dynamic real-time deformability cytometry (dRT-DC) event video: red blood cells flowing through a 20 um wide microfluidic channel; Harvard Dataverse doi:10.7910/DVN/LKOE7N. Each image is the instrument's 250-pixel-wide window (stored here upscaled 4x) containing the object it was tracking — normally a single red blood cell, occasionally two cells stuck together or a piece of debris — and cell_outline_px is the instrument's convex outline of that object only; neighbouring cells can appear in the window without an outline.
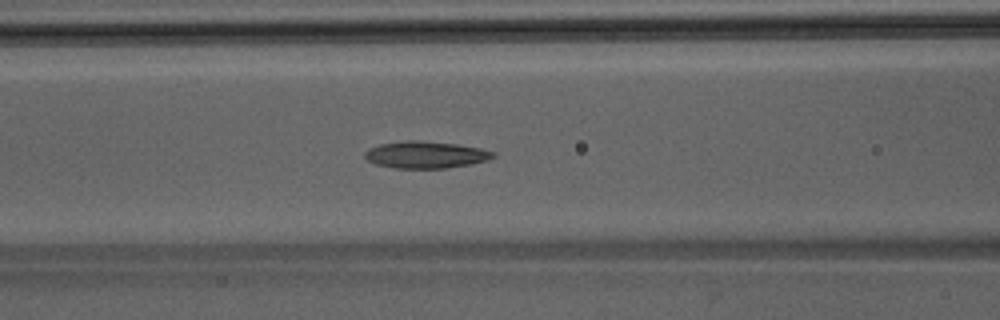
{"species": "Egyptian fruit bat (a non-hibernating species)", "species_latin": "Rousettus aegyptiacus", "temperature_condition": "room temperature", "stored_images_in_passage": 38, "camera_frame_rate_fps": 3000, "um_per_image_px": 0.085, "animal": {"sex": "male"}, "frame": {"image": 1, "passage_image": 10, "time_ms": 3.0, "image_size_px": [1000, 320], "cell_outline_px": [[496, 156], [488, 160], [472, 164], [444, 168], [396, 168], [376, 164], [368, 160], [364, 156], [364, 152], [368, 148], [380, 144], [404, 140], [420, 140], [456, 144], [480, 148], [496, 152]], "centroid_in_image_um": [36.19, 13.14], "position_along_channel_um": 130.4, "area_um2": 20.23}}
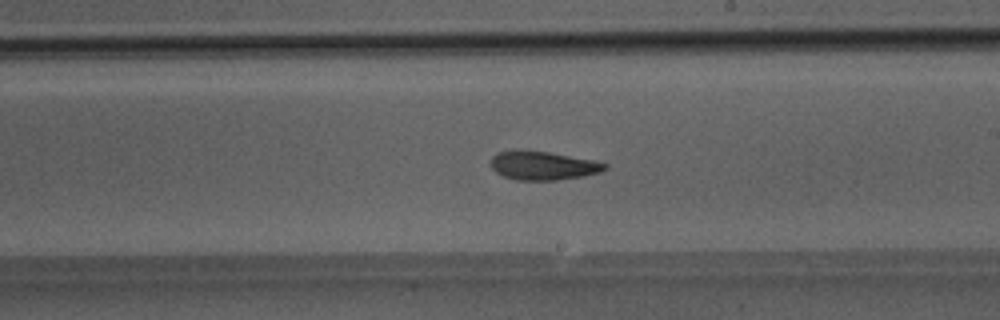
{"frame": {"image": 2, "passage_image": 18, "time_ms": 5.667, "image_size_px": [1000, 320], "cell_outline_px": [[608, 168], [600, 172], [584, 176], [556, 180], [516, 180], [504, 176], [496, 172], [492, 168], [492, 156], [496, 152], [512, 148], [548, 152], [596, 160], [608, 164]], "centroid_in_image_um": [46.15, 14.05], "position_along_channel_um": 242.9, "area_um2": 19.42}}
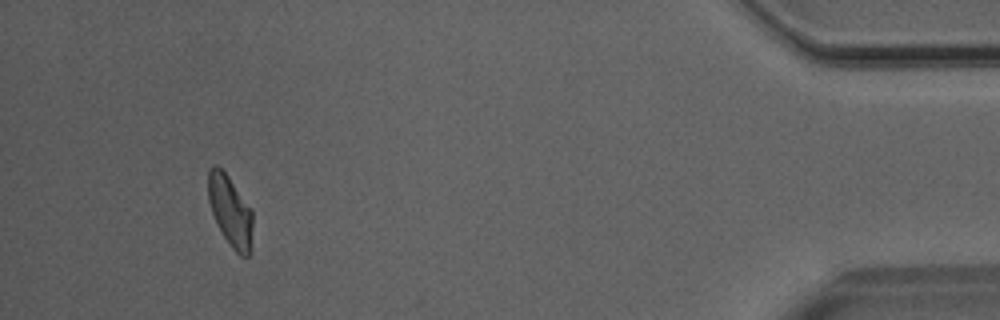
{"frame": {"image": 3, "passage_image": 35, "time_ms": 11.333, "image_size_px": [1000, 320], "cell_outline_px": [[252, 252], [248, 256], [240, 256], [232, 248], [224, 236], [212, 212], [208, 200], [208, 168], [216, 164], [228, 176], [252, 208]], "centroid_in_image_um": [19.6, 17.94], "position_along_channel_um": 415.6, "area_um2": 18.44}}